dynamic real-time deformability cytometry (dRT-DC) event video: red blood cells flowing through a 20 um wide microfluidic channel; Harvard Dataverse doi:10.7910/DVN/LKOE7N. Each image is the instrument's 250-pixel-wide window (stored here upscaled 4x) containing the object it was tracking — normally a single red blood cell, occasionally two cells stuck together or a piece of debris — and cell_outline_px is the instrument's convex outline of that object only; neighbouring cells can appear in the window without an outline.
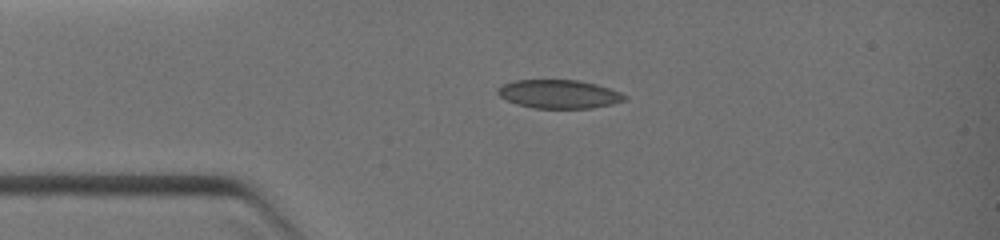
{"species": "common noctule bat (a hibernating species)", "species_latin": "Nyctalus noctula", "temperature_condition": "warm", "stored_images_in_passage": 7, "camera_frame_rate_fps": 3000, "um_per_image_px": 0.085, "animal": {"sex": "female", "body_mass_g": 19.0, "forearm_length_mm": 51.5}, "frame": {"image": 1, "passage_image": 3, "time_ms": 1.667, "image_size_px": [1000, 240], "cell_outline_px": [[628, 96], [624, 100], [612, 104], [592, 108], [536, 108], [520, 104], [508, 100], [500, 96], [496, 92], [496, 88], [500, 84], [512, 80], [576, 80], [596, 84], [620, 92]], "centroid_in_image_um": [47.48, 7.98], "position_along_channel_um": 37.5, "area_um2": 21.04}}
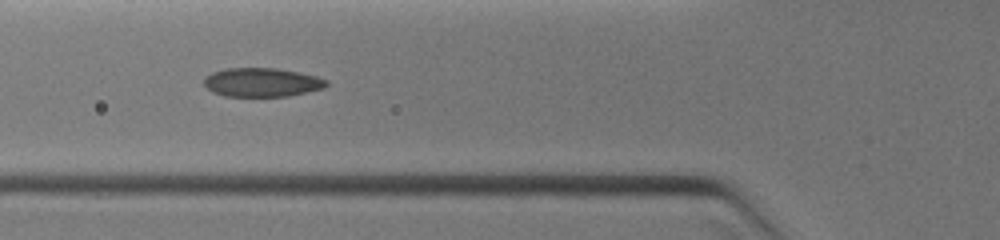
{"frame": {"image": 2, "passage_image": 5, "time_ms": 3.333, "image_size_px": [1000, 240], "cell_outline_px": [[328, 84], [324, 88], [288, 96], [224, 96], [212, 92], [204, 84], [204, 80], [212, 72], [224, 68], [276, 68], [300, 72], [316, 76], [328, 80]], "centroid_in_image_um": [22.27, 6.99], "position_along_channel_um": 103.5, "area_um2": 20.58}}
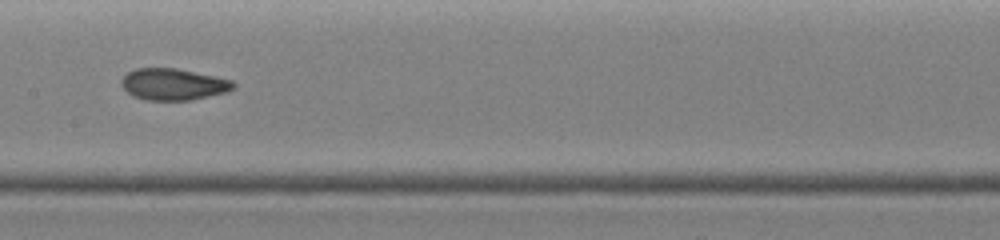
{"frame": {"image": 3, "passage_image": 7, "time_ms": 5.0, "image_size_px": [1000, 240], "cell_outline_px": [[236, 88], [228, 92], [192, 100], [148, 100], [132, 96], [120, 84], [120, 80], [128, 72], [136, 68], [176, 68], [216, 76], [232, 80], [236, 84]], "centroid_in_image_um": [14.76, 7.17], "position_along_channel_um": 192.6, "area_um2": 20.81}}